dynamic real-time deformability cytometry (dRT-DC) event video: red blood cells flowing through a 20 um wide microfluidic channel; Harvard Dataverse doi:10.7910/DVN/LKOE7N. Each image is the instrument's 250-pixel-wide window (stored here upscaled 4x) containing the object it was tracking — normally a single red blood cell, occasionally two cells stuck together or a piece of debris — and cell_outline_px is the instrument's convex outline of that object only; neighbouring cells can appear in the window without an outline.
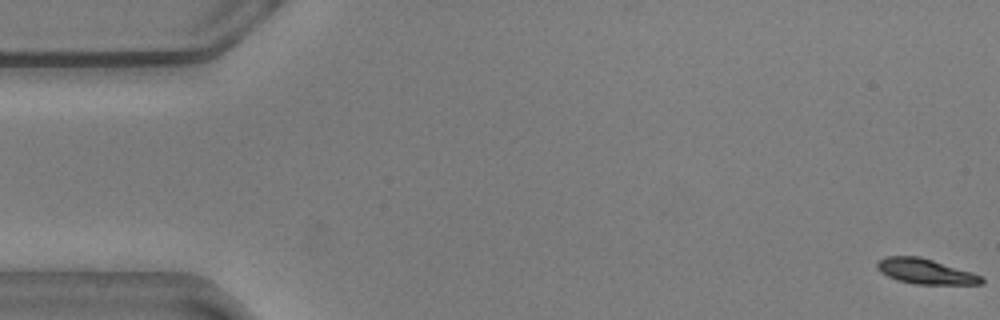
{"species": "common noctule bat (a hibernating species)", "species_latin": "Nyctalus noctula", "temperature_condition": "warm", "stored_images_in_passage": 58, "camera_frame_rate_fps": 3000, "um_per_image_px": 0.085, "animal": {"sex": "male", "body_mass_g": 20.5, "forearm_length_mm": 52.5}, "frame": {"image": 1, "passage_image": 1, "time_ms": 0.0, "image_size_px": [1000, 320], "cell_outline_px": [[984, 284], [916, 284], [896, 280], [880, 272], [876, 268], [876, 264], [880, 260], [888, 256], [920, 256], [972, 272], [980, 276], [984, 280]], "centroid_in_image_um": [78.65, 23.07], "position_along_channel_um": 6.3, "area_um2": 15.26}}
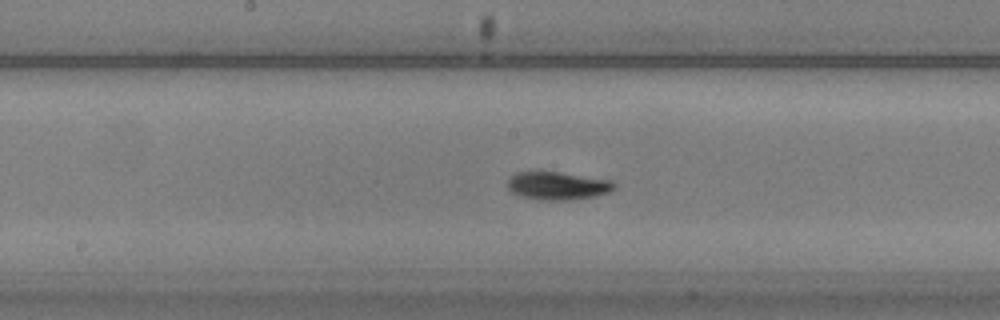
{"frame": {"image": 2, "passage_image": 29, "time_ms": 9.333, "image_size_px": [1000, 320], "cell_outline_px": [[616, 188], [608, 192], [596, 196], [568, 200], [540, 200], [520, 196], [512, 192], [508, 188], [508, 176], [516, 172], [560, 172], [612, 180], [616, 184]], "centroid_in_image_um": [47.4, 15.79], "position_along_channel_um": 200.8, "area_um2": 17.51}}
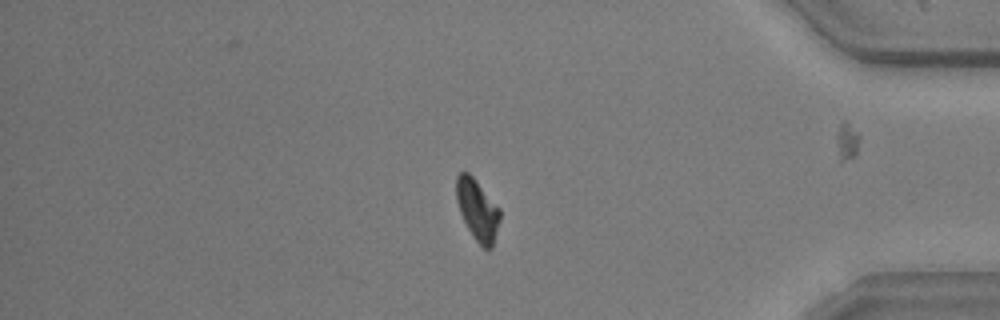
{"frame": {"image": 3, "passage_image": 48, "time_ms": 15.667, "image_size_px": [1000, 320], "cell_outline_px": [[500, 220], [492, 248], [484, 248], [472, 236], [460, 212], [456, 200], [456, 176], [460, 172], [468, 172], [476, 180], [500, 208]], "centroid_in_image_um": [40.58, 17.82], "position_along_channel_um": 394.6, "area_um2": 15.43}, "authors_computed_cell_mechanics": {"area_um2": 16.4152, "velocity_mm_per_s": 3.5761, "shape_relaxation_time_tau1_ms": 2.8515, "shape_relaxation_time_tau2_ms": null, "deformation_change_tau1": 0.1295, "deformation_change_tau2": null}}